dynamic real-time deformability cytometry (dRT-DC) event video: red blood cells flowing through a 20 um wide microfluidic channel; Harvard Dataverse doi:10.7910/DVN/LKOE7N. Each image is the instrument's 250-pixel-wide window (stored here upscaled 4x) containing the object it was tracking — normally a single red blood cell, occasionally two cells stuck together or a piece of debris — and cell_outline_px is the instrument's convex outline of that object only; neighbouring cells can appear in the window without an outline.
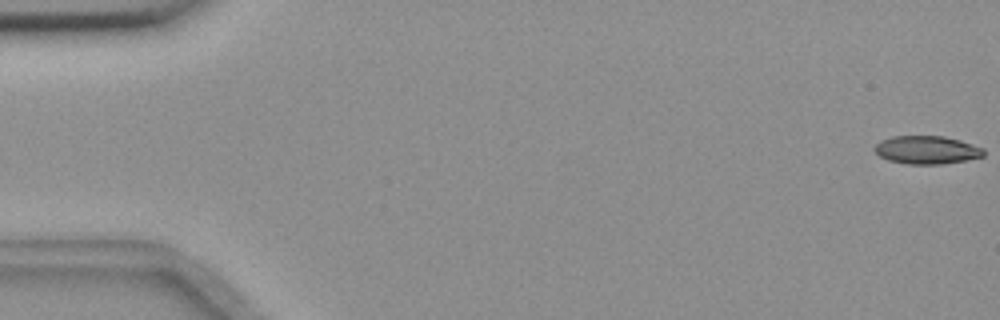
{"species": "common noctule bat (a hibernating species)", "species_latin": "Nyctalus noctula", "temperature_condition": "room temperature", "stored_images_in_passage": 17, "camera_frame_rate_fps": 3000, "um_per_image_px": 0.085, "animal": {"sex": "female", "body_mass_g": 18.4}, "frame": {"image": 1, "passage_image": 1, "time_ms": 0.0, "image_size_px": [1000, 320], "cell_outline_px": [[984, 156], [964, 160], [940, 164], [908, 164], [888, 160], [880, 156], [872, 148], [880, 140], [892, 136], [944, 136], [960, 140], [984, 148]], "centroid_in_image_um": [78.75, 12.73], "position_along_channel_um": 6.2, "area_um2": 17.86}}
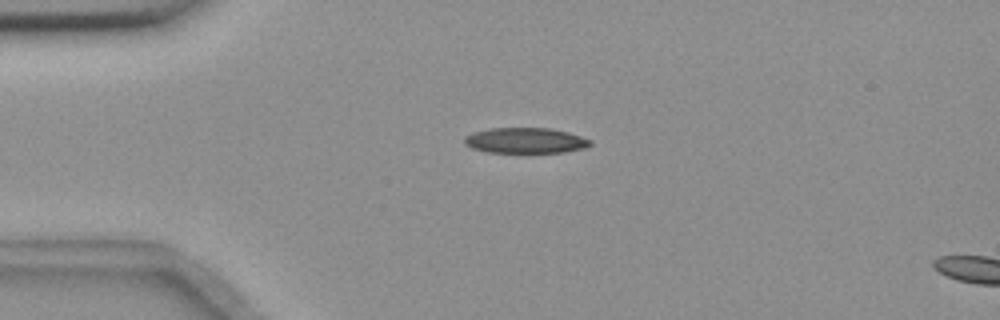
{"frame": {"image": 2, "passage_image": 14, "time_ms": 4.333, "image_size_px": [1000, 320], "cell_outline_px": [[592, 144], [584, 148], [564, 152], [488, 152], [472, 148], [464, 144], [464, 136], [472, 132], [488, 128], [552, 128], [568, 132], [592, 140]], "centroid_in_image_um": [44.64, 11.93], "position_along_channel_um": 40.4, "area_um2": 18.79}}